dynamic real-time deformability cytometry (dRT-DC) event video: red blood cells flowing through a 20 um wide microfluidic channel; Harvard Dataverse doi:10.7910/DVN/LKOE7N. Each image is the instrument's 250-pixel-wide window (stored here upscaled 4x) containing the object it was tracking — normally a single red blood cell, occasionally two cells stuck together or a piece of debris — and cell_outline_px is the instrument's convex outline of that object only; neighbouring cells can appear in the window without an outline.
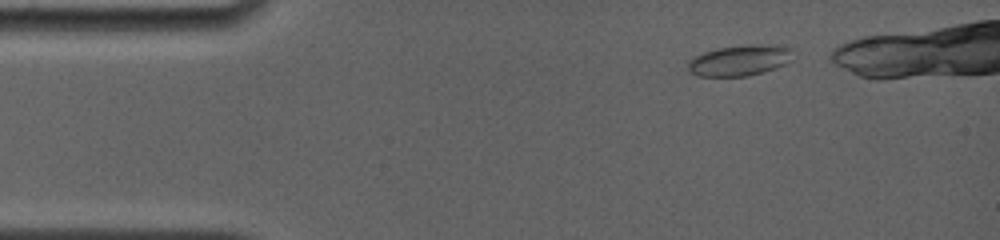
{"species": "common noctule bat (a hibernating species)", "species_latin": "Nyctalus noctula", "temperature_condition": "room temperature", "stored_images_in_passage": 16, "camera_frame_rate_fps": 4000, "um_per_image_px": 0.085, "animal": {"sex": "female", "body_mass_g": 19.0, "forearm_length_mm": 56.7}, "frame": {"image": 1, "passage_image": 4, "time_ms": 0.5, "image_size_px": [1000, 240], "cell_outline_px": [[792, 60], [776, 68], [748, 76], [696, 76], [688, 72], [688, 60], [692, 56], [716, 48], [744, 44], [784, 44], [792, 48]], "centroid_in_image_um": [62.88, 5.11], "position_along_channel_um": 22.1, "area_um2": 19.42}}